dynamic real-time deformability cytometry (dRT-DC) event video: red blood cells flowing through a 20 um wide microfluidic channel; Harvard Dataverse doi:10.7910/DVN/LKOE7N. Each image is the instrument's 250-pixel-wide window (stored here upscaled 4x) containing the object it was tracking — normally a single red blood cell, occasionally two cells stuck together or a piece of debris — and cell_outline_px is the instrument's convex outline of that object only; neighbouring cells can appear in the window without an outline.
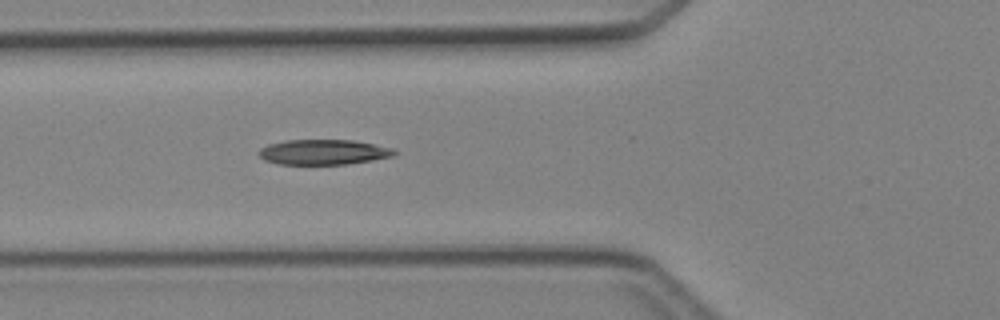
{"species": "Egyptian fruit bat (a non-hibernating species)", "species_latin": "Rousettus aegyptiacus", "temperature_condition": "cold", "stored_images_in_passage": 5, "camera_frame_rate_fps": 3000, "um_per_image_px": 0.085, "animal": {"sex": "female"}, "frame": {"image": 1, "passage_image": 5, "time_ms": 5.667, "image_size_px": [1000, 320], "cell_outline_px": [[400, 152], [392, 156], [372, 160], [348, 164], [280, 164], [264, 160], [256, 152], [260, 148], [268, 144], [284, 140], [352, 140], [392, 148]], "centroid_in_image_um": [27.46, 12.92], "position_along_channel_um": 98.3, "area_um2": 19.88}}